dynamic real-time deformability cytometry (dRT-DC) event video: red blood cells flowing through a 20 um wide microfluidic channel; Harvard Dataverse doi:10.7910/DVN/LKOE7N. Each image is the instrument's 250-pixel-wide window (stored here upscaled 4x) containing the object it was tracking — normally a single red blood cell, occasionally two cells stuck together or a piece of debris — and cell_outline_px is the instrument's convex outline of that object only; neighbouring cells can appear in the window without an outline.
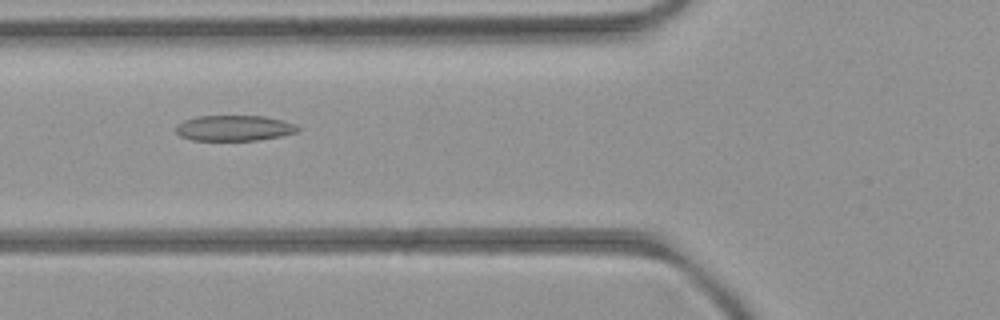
{"species": "common noctule bat (a hibernating species)", "species_latin": "Nyctalus noctula", "temperature_condition": "room temperature", "stored_images_in_passage": 7, "camera_frame_rate_fps": 3000, "um_per_image_px": 0.085, "animal": {"sex": "female", "body_mass_g": 21.9}, "frame": {"image": 1, "passage_image": 6, "time_ms": 6.333, "image_size_px": [1000, 320], "cell_outline_px": [[300, 128], [296, 132], [280, 136], [256, 140], [192, 140], [180, 136], [176, 132], [176, 124], [184, 120], [196, 116], [264, 116], [296, 124]], "centroid_in_image_um": [19.87, 10.88], "position_along_channel_um": 105.9, "area_um2": 18.09}}
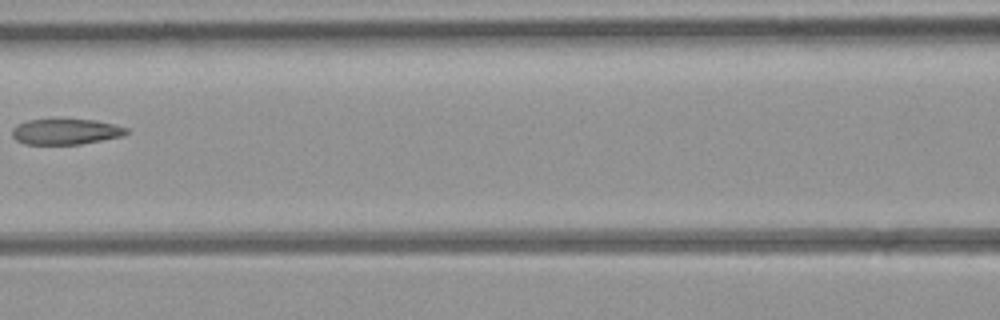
{"frame": {"image": 2, "passage_image": 7, "time_ms": 7.667, "image_size_px": [1000, 320], "cell_outline_px": [[128, 132], [120, 136], [80, 144], [28, 144], [16, 140], [12, 136], [12, 128], [16, 124], [28, 120], [96, 120], [128, 128]], "centroid_in_image_um": [5.54, 11.19], "position_along_channel_um": 161.1, "area_um2": 16.76}}